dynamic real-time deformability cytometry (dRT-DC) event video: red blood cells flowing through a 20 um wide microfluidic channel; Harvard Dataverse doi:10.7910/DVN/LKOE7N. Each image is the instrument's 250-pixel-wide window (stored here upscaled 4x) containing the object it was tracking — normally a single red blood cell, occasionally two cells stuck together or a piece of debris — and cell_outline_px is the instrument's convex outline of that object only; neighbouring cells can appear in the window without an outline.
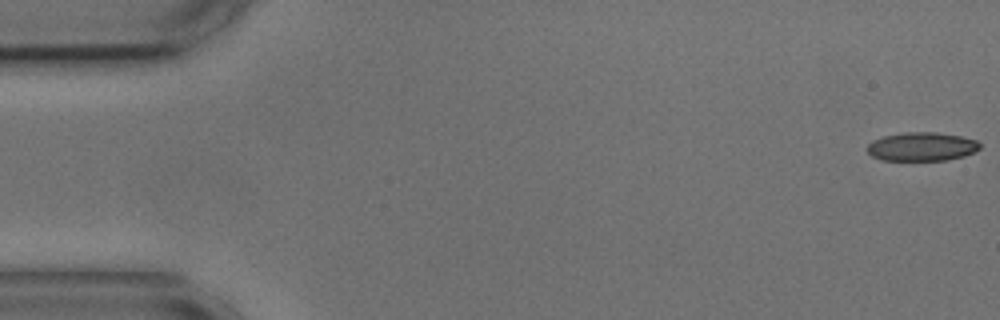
{"species": "common noctule bat (a hibernating species)", "species_latin": "Nyctalus noctula", "temperature_condition": "cold", "stored_images_in_passage": 8, "camera_frame_rate_fps": 3000, "um_per_image_px": 0.085, "animal": {"sex": "male", "body_mass_g": 17.9, "forearm_length_mm": 54.2}, "frame": {"image": 1, "passage_image": 1, "time_ms": 0.0, "image_size_px": [1000, 320], "cell_outline_px": [[980, 148], [964, 156], [944, 160], [884, 160], [872, 156], [868, 152], [868, 144], [872, 140], [884, 136], [904, 132], [936, 132], [960, 136], [976, 140], [980, 144]], "centroid_in_image_um": [78.34, 12.45], "position_along_channel_um": 6.7, "area_um2": 18.67}}